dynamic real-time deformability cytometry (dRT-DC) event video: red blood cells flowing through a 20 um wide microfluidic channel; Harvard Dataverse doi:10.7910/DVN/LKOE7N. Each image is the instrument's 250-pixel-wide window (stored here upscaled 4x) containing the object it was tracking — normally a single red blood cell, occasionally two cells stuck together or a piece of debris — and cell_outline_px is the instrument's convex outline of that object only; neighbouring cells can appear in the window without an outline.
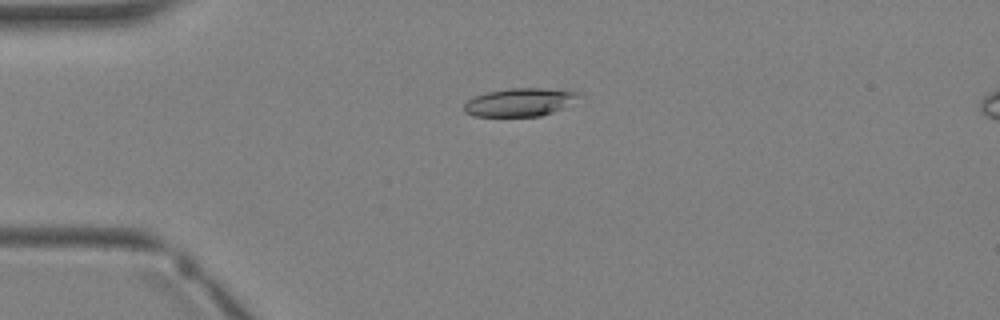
{"species": "Egyptian fruit bat (a non-hibernating species)", "species_latin": "Rousettus aegyptiacus", "temperature_condition": "warm", "stored_images_in_passage": 4, "camera_frame_rate_fps": 3000, "um_per_image_px": 0.085, "animal": {"sex": "female"}, "frame": {"image": 1, "passage_image": 3, "time_ms": 2.333, "image_size_px": [1000, 320], "cell_outline_px": [[580, 92], [564, 108], [540, 116], [472, 116], [464, 112], [464, 104], [468, 100], [476, 96], [488, 92], [508, 88], [540, 88]], "centroid_in_image_um": [44.11, 8.7], "position_along_channel_um": 40.9, "area_um2": 18.44}}